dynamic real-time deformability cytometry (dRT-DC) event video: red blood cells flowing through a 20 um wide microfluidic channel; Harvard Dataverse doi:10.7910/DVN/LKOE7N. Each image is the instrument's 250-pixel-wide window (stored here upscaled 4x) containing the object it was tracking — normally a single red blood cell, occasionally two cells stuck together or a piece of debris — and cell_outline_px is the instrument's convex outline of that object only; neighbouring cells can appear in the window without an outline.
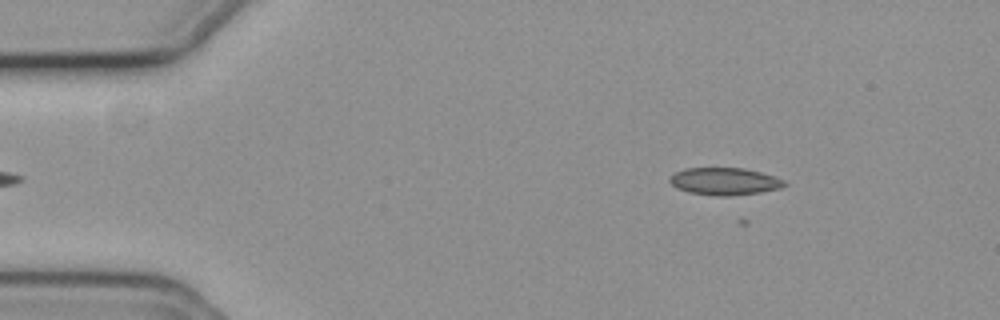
{"species": "common noctule bat (a hibernating species)", "species_latin": "Nyctalus noctula", "temperature_condition": "cold", "stored_images_in_passage": 52, "camera_frame_rate_fps": 3000, "um_per_image_px": 0.085, "animal": {"sex": "female", "body_mass_g": 19.3, "forearm_length_mm": 54.1}, "frame": {"image": 1, "passage_image": 3, "time_ms": 0.667, "image_size_px": [1000, 320], "cell_outline_px": [[788, 184], [780, 188], [760, 192], [724, 196], [688, 192], [676, 188], [668, 180], [668, 176], [684, 168], [744, 168], [760, 172], [784, 180]], "centroid_in_image_um": [61.55, 15.4], "position_along_channel_um": 23.5, "area_um2": 18.09}}
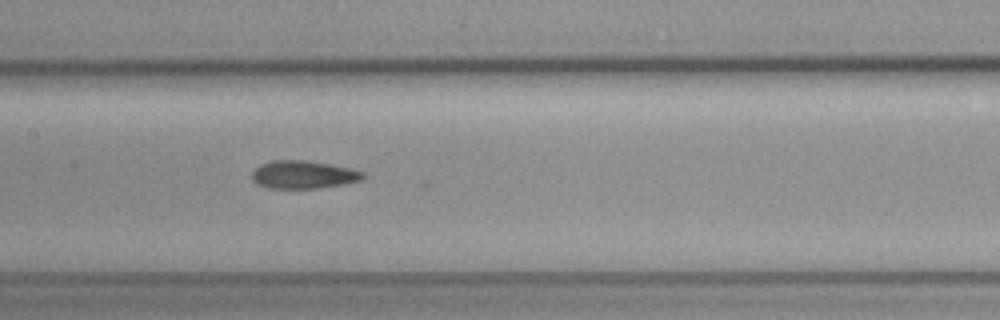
{"frame": {"image": 2, "passage_image": 22, "time_ms": 7.0, "image_size_px": [1000, 320], "cell_outline_px": [[364, 176], [360, 180], [320, 188], [268, 188], [256, 184], [252, 180], [252, 172], [260, 164], [272, 160], [304, 160], [328, 164], [348, 168], [364, 172]], "centroid_in_image_um": [25.71, 14.84], "position_along_channel_um": 181.7, "area_um2": 17.86}}
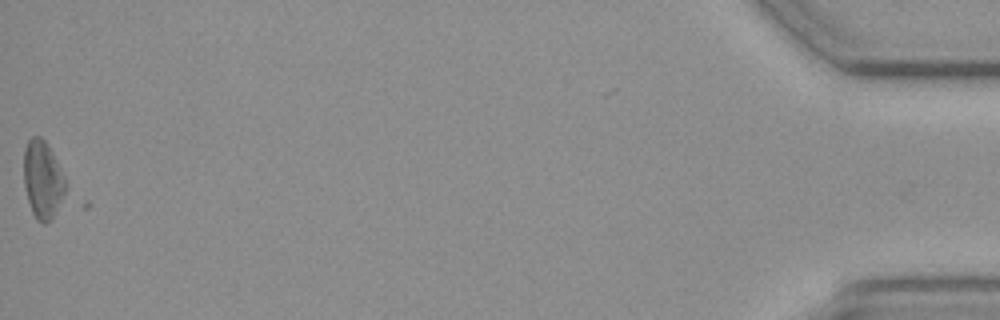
{"frame": {"image": 3, "passage_image": 51, "time_ms": 16.667, "image_size_px": [1000, 320], "cell_outline_px": [[64, 192], [52, 216], [44, 224], [36, 220], [32, 212], [28, 200], [24, 184], [24, 148], [28, 140], [32, 136], [40, 136], [44, 140], [64, 176]], "centroid_in_image_um": [3.57, 15.24], "position_along_channel_um": 431.6, "area_um2": 18.15}, "authors_computed_cell_mechanics": {"area_um2": 18.0914, "velocity_mm_per_s": 3.6965, "shape_relaxation_time_tau1_ms": 4.4349, "shape_relaxation_time_tau2_ms": 1.7767, "deformation_change_tau1": 0.1181, "deformation_change_tau2": 0.0784}}